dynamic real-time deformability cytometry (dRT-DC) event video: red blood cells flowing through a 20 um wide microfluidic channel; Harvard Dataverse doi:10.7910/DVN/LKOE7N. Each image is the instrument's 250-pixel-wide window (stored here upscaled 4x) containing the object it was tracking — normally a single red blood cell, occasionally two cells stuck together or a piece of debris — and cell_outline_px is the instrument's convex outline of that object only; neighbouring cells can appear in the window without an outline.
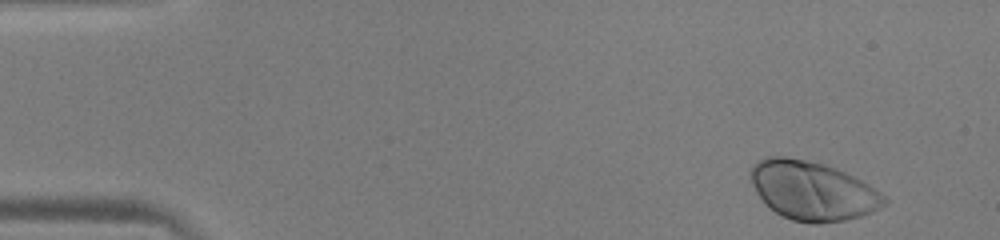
{"species": "human", "species_latin": "Homo sapiens", "temperature_condition": "warm", "stored_images_in_passage": 48, "camera_frame_rate_fps": 3000, "um_per_image_px": 0.085, "donor": {"sex": "male"}, "frame": {"image": 1, "passage_image": 1, "time_ms": 0.0, "image_size_px": [1000, 240], "cell_outline_px": [[888, 204], [872, 212], [860, 216], [844, 220], [816, 224], [812, 224], [792, 220], [768, 208], [764, 204], [756, 192], [752, 184], [748, 172], [752, 164], [764, 156], [784, 156], [824, 164], [836, 168], [868, 184], [880, 192], [888, 200]], "centroid_in_image_um": [69.02, 16.21], "position_along_channel_um": 16.0, "area_um2": 46.12}}
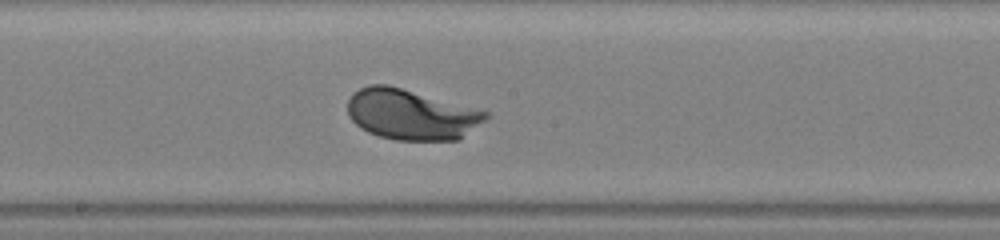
{"frame": {"image": 2, "passage_image": 25, "time_ms": 8.0, "image_size_px": [1000, 240], "cell_outline_px": [[488, 116], [484, 120], [460, 140], [396, 140], [380, 136], [368, 132], [360, 128], [348, 116], [348, 100], [352, 92], [368, 84], [388, 84], [488, 112]], "centroid_in_image_um": [34.9, 9.73], "position_along_channel_um": 213.3, "area_um2": 40.46}}
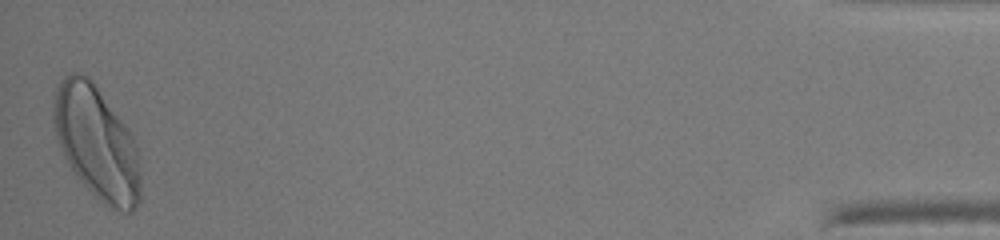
{"frame": {"image": 3, "passage_image": 48, "time_ms": 15.667, "image_size_px": [1000, 240], "cell_outline_px": [[140, 200], [132, 212], [120, 212], [108, 208], [76, 176], [68, 164], [64, 156], [56, 136], [52, 120], [52, 112], [56, 88], [60, 80], [64, 76], [72, 72], [80, 72], [88, 76], [92, 80], [128, 128], [132, 136], [136, 148], [140, 176]], "centroid_in_image_um": [8.2, 12.13], "position_along_channel_um": 427.0, "area_um2": 57.28}, "authors_computed_cell_mechanics": {"area_um2": 41.7605, "velocity_mm_per_s": 3.9556, "shape_relaxation_time_tau1_ms": 1.3606, "shape_relaxation_time_tau2_ms": null, "deformation_change_tau1": 0.14, "deformation_change_tau2": null}}